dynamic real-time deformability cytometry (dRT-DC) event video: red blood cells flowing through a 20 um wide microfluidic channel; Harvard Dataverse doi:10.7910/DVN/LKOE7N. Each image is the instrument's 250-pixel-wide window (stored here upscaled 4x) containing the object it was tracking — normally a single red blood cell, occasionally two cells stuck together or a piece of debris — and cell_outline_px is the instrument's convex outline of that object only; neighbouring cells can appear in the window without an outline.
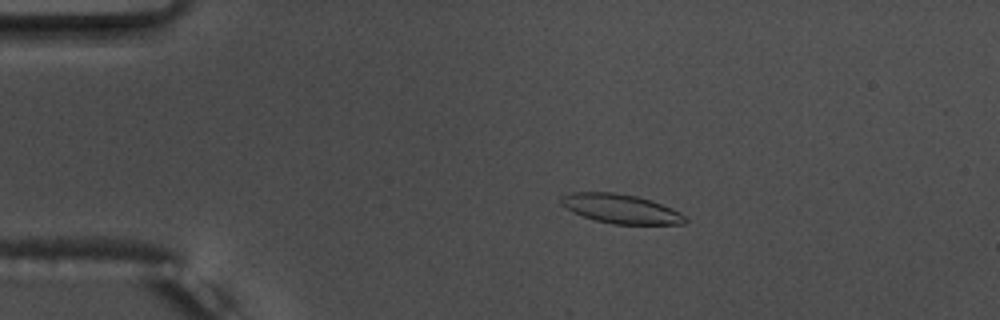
{"species": "common noctule bat (a hibernating species)", "species_latin": "Nyctalus noctula", "temperature_condition": "warm", "stored_images_in_passage": 55, "camera_frame_rate_fps": 3000, "um_per_image_px": 0.085, "animal": {"sex": "male", "body_mass_g": 17.5, "forearm_length_mm": 52.3}, "frame": {"image": 1, "passage_image": 12, "time_ms": 3.667, "image_size_px": [1000, 320], "cell_outline_px": [[688, 220], [684, 224], [612, 224], [596, 220], [572, 212], [560, 204], [560, 196], [568, 192], [612, 192], [636, 196], [652, 200], [672, 208], [680, 212]], "centroid_in_image_um": [52.75, 17.74], "position_along_channel_um": 32.3, "area_um2": 21.21}}
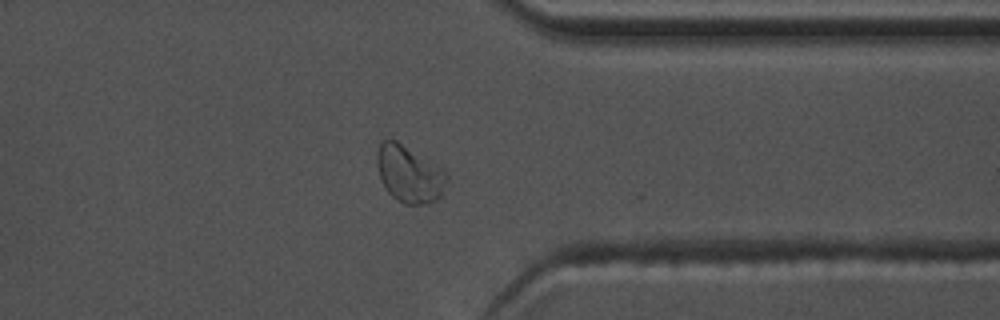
{"frame": {"image": 2, "passage_image": 44, "time_ms": 14.333, "image_size_px": [1000, 320], "cell_outline_px": [[448, 180], [440, 196], [436, 200], [424, 204], [404, 204], [396, 200], [384, 188], [380, 180], [376, 164], [376, 152], [380, 144], [384, 140], [396, 140], [440, 168], [448, 176]], "centroid_in_image_um": [34.74, 14.82], "position_along_channel_um": 376.7, "area_um2": 22.95}}
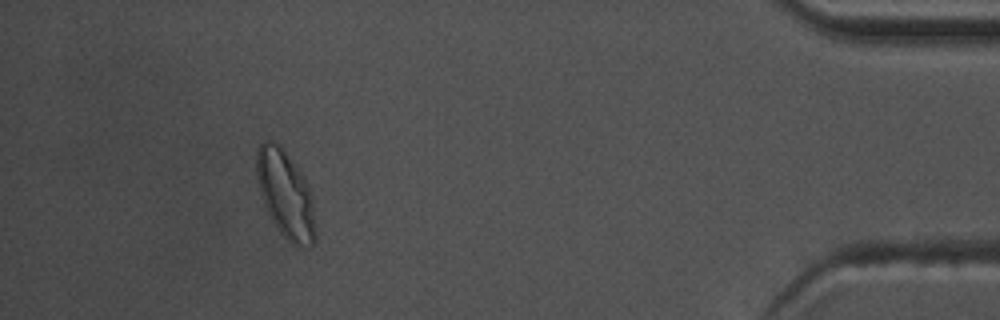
{"frame": {"image": 3, "passage_image": 51, "time_ms": 16.667, "image_size_px": [1000, 320], "cell_outline_px": [[316, 244], [308, 248], [292, 244], [276, 228], [264, 204], [260, 192], [256, 176], [256, 152], [260, 144], [264, 140], [272, 140], [280, 144], [300, 168], [312, 196], [316, 228]], "centroid_in_image_um": [24.29, 16.51], "position_along_channel_um": 410.9, "area_um2": 30.58}}